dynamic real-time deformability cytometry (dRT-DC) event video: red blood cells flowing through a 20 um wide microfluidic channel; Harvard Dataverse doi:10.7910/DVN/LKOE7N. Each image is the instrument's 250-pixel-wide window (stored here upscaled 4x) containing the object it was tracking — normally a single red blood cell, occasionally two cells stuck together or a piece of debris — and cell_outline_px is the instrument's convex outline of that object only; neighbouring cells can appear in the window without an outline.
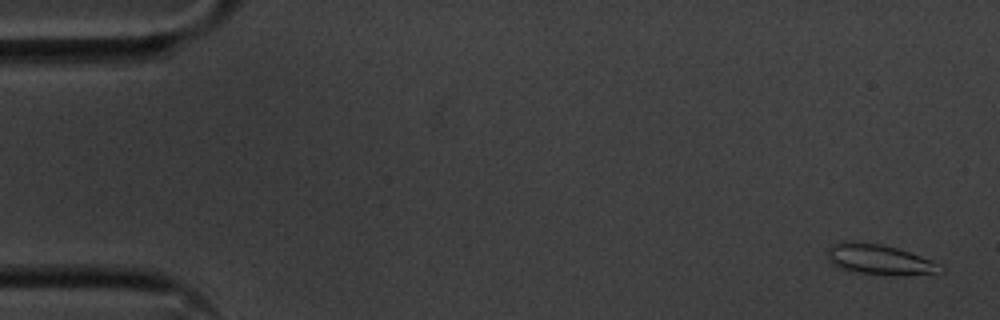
{"species": "common noctule bat (a hibernating species)", "species_latin": "Nyctalus noctula", "temperature_condition": "cold", "stored_images_in_passage": 56, "camera_frame_rate_fps": 3000, "um_per_image_px": 0.085, "animal": {"sex": "male", "body_mass_g": 20.1, "forearm_length_mm": 53.5}, "frame": {"image": 1, "passage_image": 2, "time_ms": 0.333, "image_size_px": [1000, 320], "cell_outline_px": [[944, 272], [884, 276], [852, 272], [840, 268], [832, 264], [828, 260], [828, 248], [832, 244], [880, 244], [896, 248], [908, 252], [928, 260], [944, 268]], "centroid_in_image_um": [74.73, 22.12], "position_along_channel_um": 10.3, "area_um2": 19.13}}
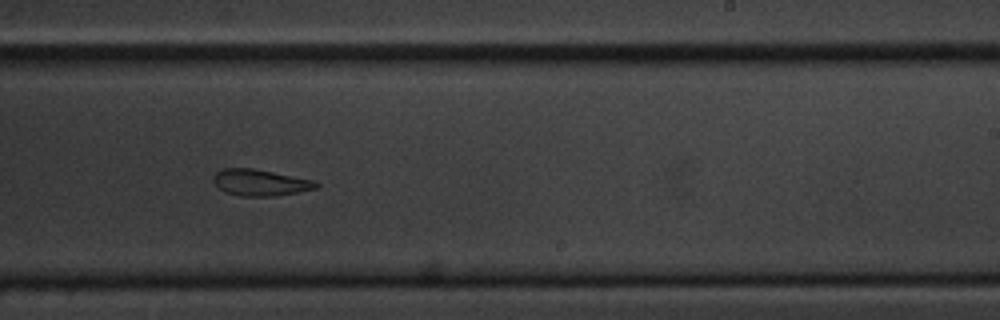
{"frame": {"image": 2, "passage_image": 34, "time_ms": 11.0, "image_size_px": [1000, 320], "cell_outline_px": [[320, 184], [316, 188], [276, 196], [240, 196], [224, 192], [212, 180], [212, 176], [220, 168], [252, 168], [312, 180]], "centroid_in_image_um": [22.05, 15.52], "position_along_channel_um": 266.9, "area_um2": 15.66}}
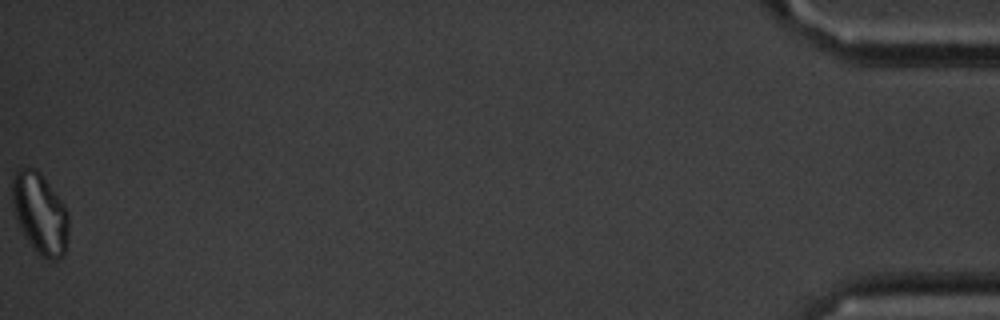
{"frame": {"image": 3, "passage_image": 56, "time_ms": 18.333, "image_size_px": [1000, 320], "cell_outline_px": [[68, 240], [64, 256], [48, 264], [28, 240], [16, 220], [12, 204], [12, 176], [16, 168], [36, 168], [40, 172], [60, 200], [68, 212]], "centroid_in_image_um": [3.4, 18.16], "position_along_channel_um": 431.8, "area_um2": 26.76}, "authors_computed_cell_mechanics": {"area_um2": 17.4556, "velocity_mm_per_s": 3.5786, "shape_relaxation_time_tau1_ms": null, "shape_relaxation_time_tau2_ms": 5.9135, "deformation_change_tau1": null, "deformation_change_tau2": 0.137}}